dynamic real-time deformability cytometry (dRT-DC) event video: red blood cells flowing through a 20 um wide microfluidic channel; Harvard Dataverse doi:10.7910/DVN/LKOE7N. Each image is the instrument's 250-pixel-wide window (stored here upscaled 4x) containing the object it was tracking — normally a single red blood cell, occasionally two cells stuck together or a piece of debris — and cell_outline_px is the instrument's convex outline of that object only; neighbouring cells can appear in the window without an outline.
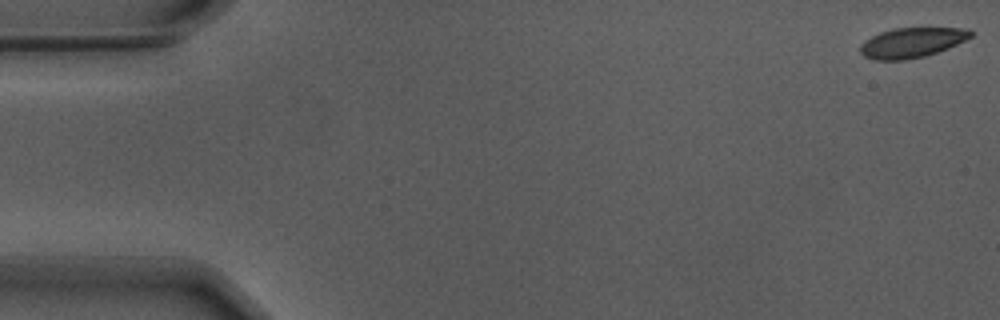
{"species": "Egyptian fruit bat (a non-hibernating species)", "species_latin": "Rousettus aegyptiacus", "temperature_condition": "warm", "stored_images_in_passage": 54, "camera_frame_rate_fps": 3000, "um_per_image_px": 0.085, "animal": {"sex": "male"}, "frame": {"image": 1, "passage_image": 1, "time_ms": 0.0, "image_size_px": [1000, 320], "cell_outline_px": [[972, 36], [948, 48], [924, 56], [904, 60], [876, 60], [864, 56], [860, 52], [860, 44], [864, 40], [880, 32], [892, 28], [968, 28], [972, 32]], "centroid_in_image_um": [77.47, 3.62], "position_along_channel_um": 7.5, "area_um2": 19.19}}
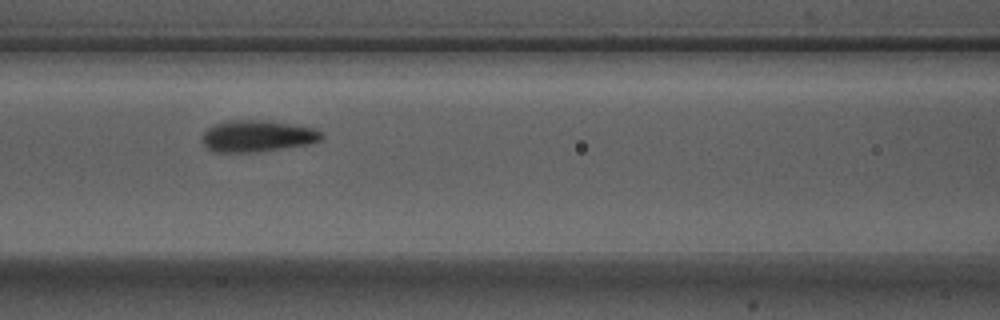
{"frame": {"image": 2, "passage_image": 24, "time_ms": 7.667, "image_size_px": [1000, 320], "cell_outline_px": [[324, 136], [320, 140], [308, 144], [256, 152], [212, 152], [204, 144], [204, 132], [208, 128], [216, 124], [228, 120], [268, 120], [316, 128], [324, 132]], "centroid_in_image_um": [21.92, 11.56], "position_along_channel_um": 144.7, "area_um2": 21.96}}
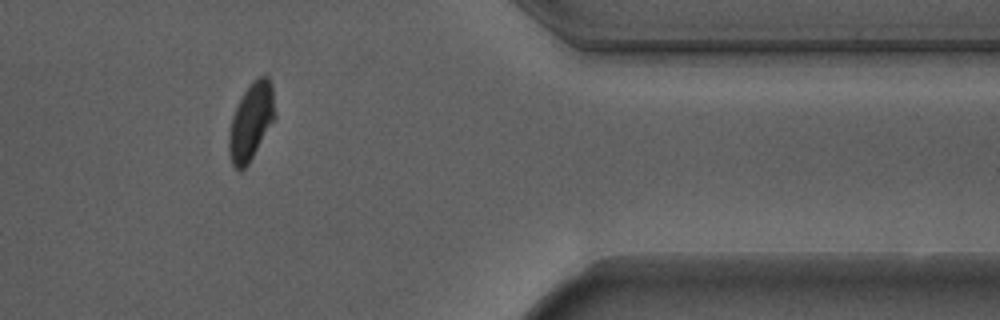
{"frame": {"image": 3, "passage_image": 46, "time_ms": 15.0, "image_size_px": [1000, 320], "cell_outline_px": [[276, 120], [248, 164], [240, 172], [232, 164], [228, 152], [228, 132], [232, 116], [244, 92], [252, 80], [256, 76], [268, 76], [272, 84], [276, 116]], "centroid_in_image_um": [21.36, 10.33], "position_along_channel_um": 390.0, "area_um2": 21.1}, "authors_computed_cell_mechanics": {"area_um2": 21.1259, "velocity_mm_per_s": 3.6842, "shape_relaxation_time_tau1_ms": 2.8536, "shape_relaxation_time_tau2_ms": null, "deformation_change_tau1": 0.1262, "deformation_change_tau2": null}}